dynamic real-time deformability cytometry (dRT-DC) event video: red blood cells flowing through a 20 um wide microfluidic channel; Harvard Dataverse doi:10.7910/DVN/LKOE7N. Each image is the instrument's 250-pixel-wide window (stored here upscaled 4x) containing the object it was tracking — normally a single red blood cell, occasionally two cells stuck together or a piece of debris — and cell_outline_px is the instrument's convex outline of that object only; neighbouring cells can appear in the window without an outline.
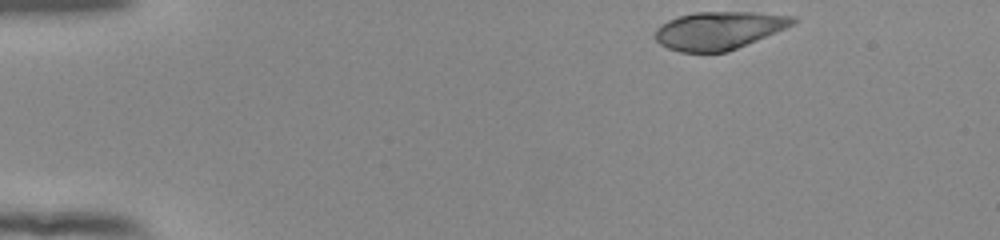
{"species": "human", "species_latin": "Homo sapiens", "temperature_condition": "room temperature", "stored_images_in_passage": 46, "camera_frame_rate_fps": 3000, "um_per_image_px": 0.085, "donor": {"sex": "female"}, "frame": {"image": 1, "passage_image": 1, "time_ms": 0.0, "image_size_px": [1000, 240], "cell_outline_px": [[796, 20], [792, 24], [784, 28], [728, 52], [680, 52], [668, 48], [660, 44], [656, 40], [656, 28], [660, 24], [668, 20], [680, 16], [696, 12], [756, 12], [796, 16]], "centroid_in_image_um": [61.07, 2.58], "position_along_channel_um": 23.9, "area_um2": 30.11}}
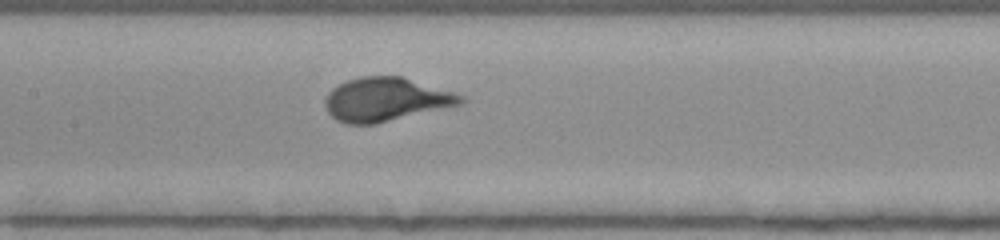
{"frame": {"image": 2, "passage_image": 20, "time_ms": 6.333, "image_size_px": [1000, 240], "cell_outline_px": [[468, 100], [464, 104], [376, 124], [344, 124], [336, 120], [328, 112], [324, 104], [324, 100], [328, 92], [332, 88], [348, 80], [360, 76], [400, 76], [452, 92], [464, 96]], "centroid_in_image_um": [32.8, 8.47], "position_along_channel_um": 174.6, "area_um2": 34.62}}
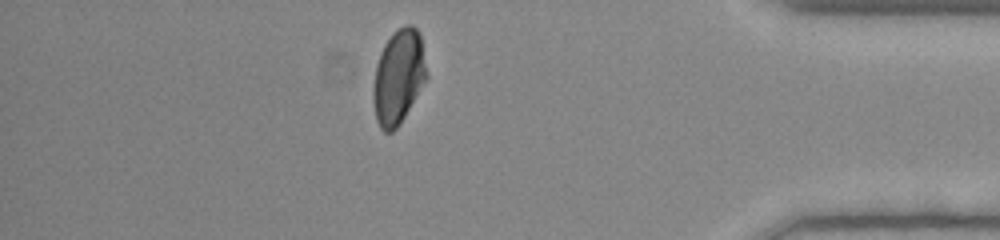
{"frame": {"image": 3, "passage_image": 40, "time_ms": 13.0, "image_size_px": [1000, 240], "cell_outline_px": [[428, 80], [400, 124], [392, 132], [384, 132], [380, 128], [376, 120], [372, 100], [372, 84], [376, 64], [380, 52], [384, 44], [392, 32], [404, 24], [412, 24], [420, 32], [428, 76]], "centroid_in_image_um": [33.87, 6.53], "position_along_channel_um": 401.3, "area_um2": 30.23}, "authors_computed_cell_mechanics": {"area_um2": 32.3969, "velocity_mm_per_s": 3.8845, "shape_relaxation_time_tau1_ms": 2.7529, "shape_relaxation_time_tau2_ms": null, "deformation_change_tau1": 0.1603, "deformation_change_tau2": null}}